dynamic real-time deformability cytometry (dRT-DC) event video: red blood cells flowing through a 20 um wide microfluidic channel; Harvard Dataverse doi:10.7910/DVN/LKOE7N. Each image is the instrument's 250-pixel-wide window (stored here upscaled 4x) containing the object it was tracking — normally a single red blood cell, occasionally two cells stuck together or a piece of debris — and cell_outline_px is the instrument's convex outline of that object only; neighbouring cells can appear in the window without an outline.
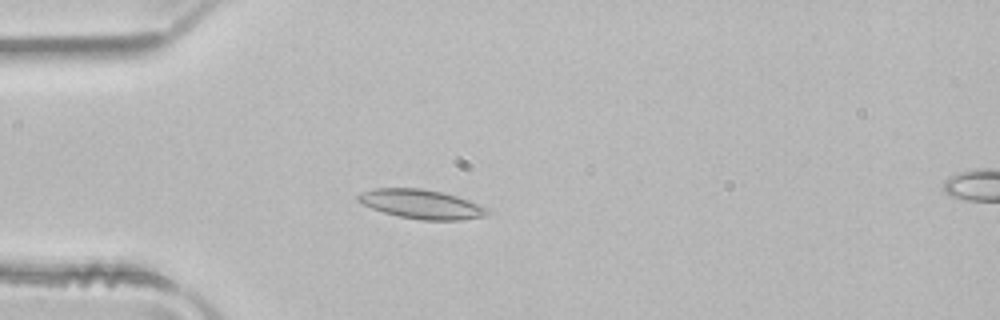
{"species": "common noctule bat (a hibernating species)", "species_latin": "Nyctalus noctula", "temperature_condition": "room temperature", "stored_images_in_passage": 51, "camera_frame_rate_fps": 3000, "um_per_image_px": 0.085, "animal": {"sex": "male", "body_mass_g": 21.5, "forearm_length_mm": 52.0}, "frame": {"image": 1, "passage_image": 14, "time_ms": 4.333, "image_size_px": [1000, 320], "cell_outline_px": [[492, 208], [484, 216], [460, 220], [424, 220], [400, 216], [384, 212], [372, 208], [356, 200], [356, 196], [364, 192], [376, 188], [420, 188], [444, 192]], "centroid_in_image_um": [35.87, 17.35], "position_along_channel_um": 49.1, "area_um2": 21.85}}
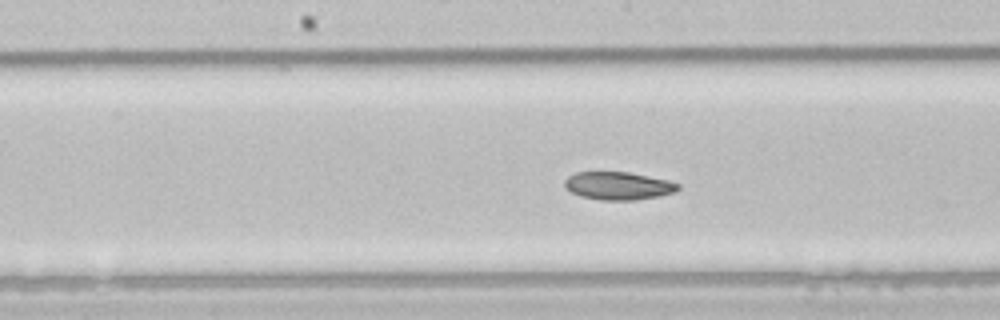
{"frame": {"image": 2, "passage_image": 26, "time_ms": 8.333, "image_size_px": [1000, 320], "cell_outline_px": [[680, 188], [672, 192], [660, 196], [632, 200], [600, 200], [580, 196], [564, 188], [564, 180], [568, 176], [576, 172], [628, 172], [668, 180], [680, 184]], "centroid_in_image_um": [52.52, 15.79], "position_along_channel_um": 195.7, "area_um2": 18.44}}
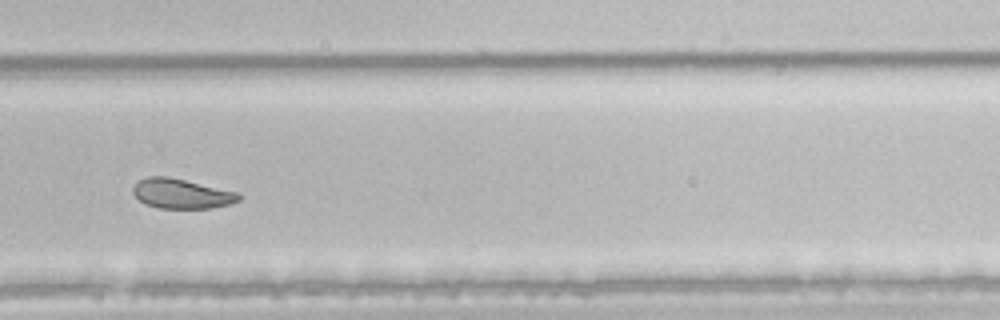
{"frame": {"image": 3, "passage_image": 35, "time_ms": 11.333, "image_size_px": [1000, 320], "cell_outline_px": [[240, 200], [228, 204], [212, 208], [160, 208], [144, 204], [132, 192], [132, 188], [140, 180], [148, 176], [168, 176], [240, 192]], "centroid_in_image_um": [15.44, 16.45], "position_along_channel_um": 314.4, "area_um2": 18.38}, "authors_computed_cell_mechanics": {"area_um2": 21.1548, "velocity_mm_per_s": 3.9788, "shape_relaxation_time_tau1_ms": 3.9173, "shape_relaxation_time_tau2_ms": 5.304, "deformation_change_tau1": 0.1209, "deformation_change_tau2": 0.1048}}